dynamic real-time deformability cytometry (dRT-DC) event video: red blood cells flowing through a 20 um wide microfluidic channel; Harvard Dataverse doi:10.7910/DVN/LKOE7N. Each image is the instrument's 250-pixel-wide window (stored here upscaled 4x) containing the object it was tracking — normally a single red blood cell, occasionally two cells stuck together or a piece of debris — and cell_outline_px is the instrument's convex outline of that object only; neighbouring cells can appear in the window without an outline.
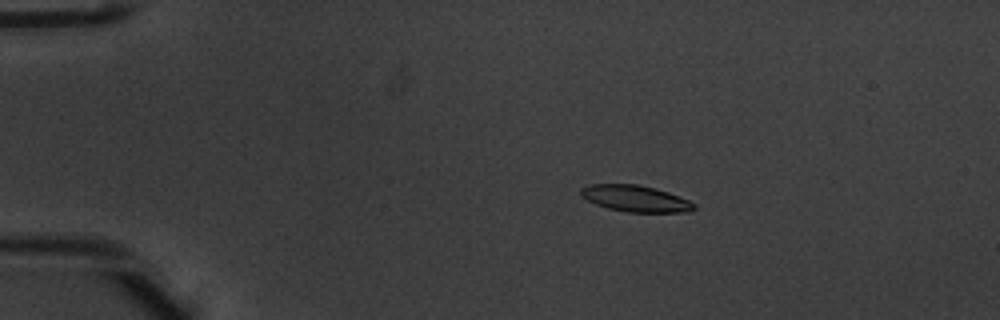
{"species": "common noctule bat (a hibernating species)", "species_latin": "Nyctalus noctula", "temperature_condition": "warm", "stored_images_in_passage": 46, "camera_frame_rate_fps": 3000, "um_per_image_px": 0.085, "animal": {"sex": "male", "body_mass_g": 20.1, "forearm_length_mm": 53.5}, "frame": {"image": 1, "passage_image": 4, "time_ms": 1.0, "image_size_px": [1000, 320], "cell_outline_px": [[696, 208], [688, 212], [628, 212], [608, 208], [596, 204], [580, 196], [580, 188], [588, 184], [636, 184], [668, 192], [688, 200], [696, 204]], "centroid_in_image_um": [53.99, 16.87], "position_along_channel_um": 31.0, "area_um2": 17.34}}
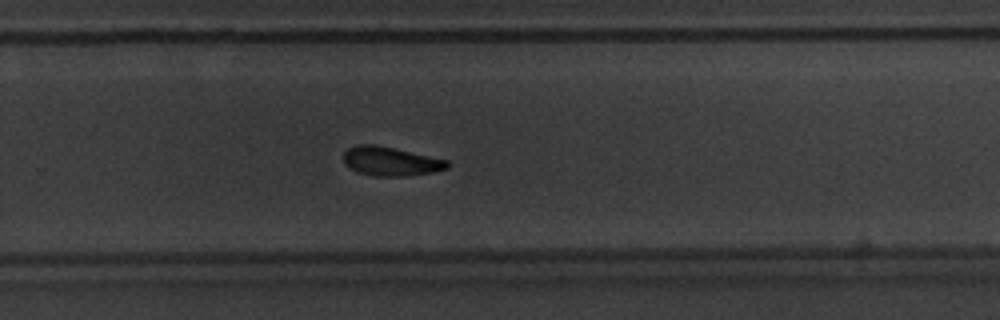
{"frame": {"image": 2, "passage_image": 29, "time_ms": 9.333, "image_size_px": [1000, 320], "cell_outline_px": [[448, 168], [432, 172], [404, 176], [372, 176], [356, 172], [344, 164], [344, 152], [348, 148], [356, 144], [376, 144], [448, 160]], "centroid_in_image_um": [33.16, 13.71], "position_along_channel_um": 296.6, "area_um2": 17.57}}
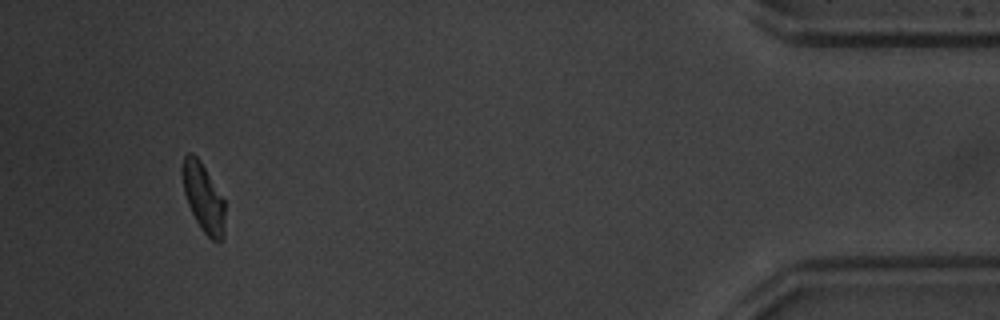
{"frame": {"image": 3, "passage_image": 43, "time_ms": 14.0, "image_size_px": [1000, 320], "cell_outline_px": [[224, 236], [220, 244], [216, 244], [200, 228], [188, 204], [184, 192], [180, 172], [184, 156], [188, 152], [192, 152], [200, 160], [224, 200]], "centroid_in_image_um": [17.27, 16.81], "position_along_channel_um": 417.9, "area_um2": 17.17}, "authors_computed_cell_mechanics": {"area_um2": 17.6001, "velocity_mm_per_s": 3.9507, "shape_relaxation_time_tau1_ms": 3.8737, "shape_relaxation_time_tau2_ms": null, "deformation_change_tau1": 0.1318, "deformation_change_tau2": null}}